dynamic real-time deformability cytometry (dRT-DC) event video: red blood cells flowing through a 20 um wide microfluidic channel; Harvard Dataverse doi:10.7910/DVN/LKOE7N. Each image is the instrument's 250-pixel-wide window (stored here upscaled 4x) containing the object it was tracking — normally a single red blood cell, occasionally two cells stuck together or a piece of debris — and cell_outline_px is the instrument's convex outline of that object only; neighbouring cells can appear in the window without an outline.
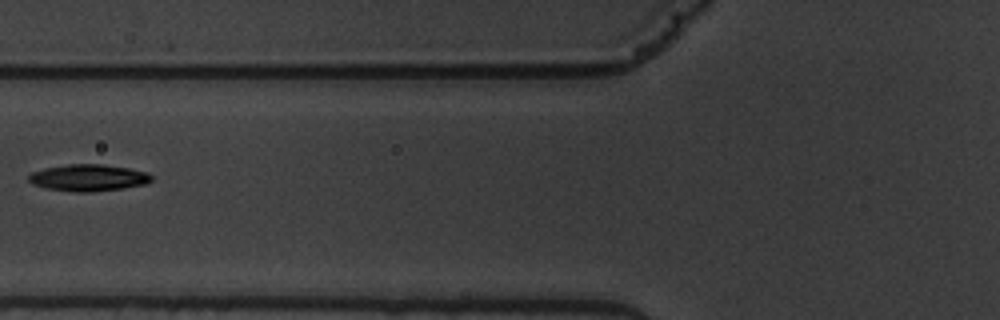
{"species": "common noctule bat (a hibernating species)", "species_latin": "Nyctalus noctula", "temperature_condition": "warm", "stored_images_in_passage": 6, "camera_frame_rate_fps": 3000, "um_per_image_px": 0.085, "animal": {"sex": "male", "body_mass_g": 19.5, "forearm_length_mm": 54.6}, "frame": {"image": 1, "passage_image": 6, "time_ms": 7.0, "image_size_px": [1000, 320], "cell_outline_px": [[152, 180], [148, 184], [124, 188], [92, 192], [76, 192], [44, 188], [32, 184], [28, 180], [28, 176], [32, 172], [44, 168], [68, 164], [104, 164], [128, 168], [148, 172], [152, 176]], "centroid_in_image_um": [7.52, 15.11], "position_along_channel_um": 118.3, "area_um2": 19.36}}